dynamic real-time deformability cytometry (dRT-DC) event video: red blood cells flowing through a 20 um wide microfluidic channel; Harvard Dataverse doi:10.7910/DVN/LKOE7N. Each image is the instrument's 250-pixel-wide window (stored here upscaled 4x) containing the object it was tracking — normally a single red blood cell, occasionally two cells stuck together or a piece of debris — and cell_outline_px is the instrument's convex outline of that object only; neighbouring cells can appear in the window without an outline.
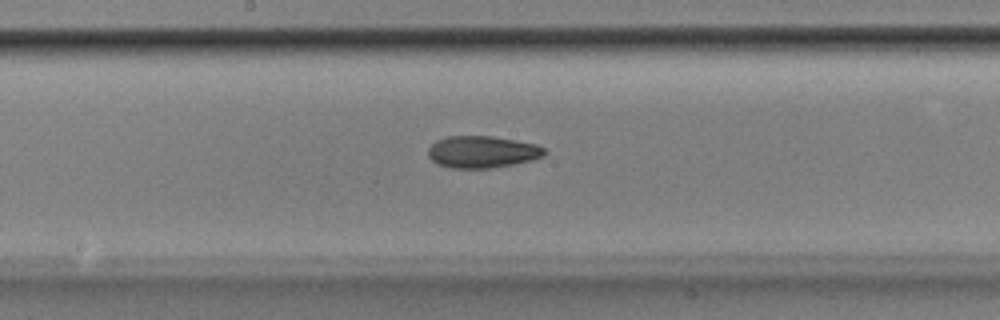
{"species": "Egyptian fruit bat (a non-hibernating species)", "species_latin": "Rousettus aegyptiacus", "temperature_condition": "room temperature", "stored_images_in_passage": 29, "camera_frame_rate_fps": 3000, "um_per_image_px": 0.085, "animal": {"sex": "male"}, "frame": {"image": 1, "passage_image": 15, "time_ms": 4.667, "image_size_px": [1000, 320], "cell_outline_px": [[548, 152], [544, 156], [532, 160], [492, 168], [448, 168], [436, 164], [428, 156], [428, 148], [436, 140], [444, 136], [492, 136], [516, 140], [536, 144], [544, 148]], "centroid_in_image_um": [40.97, 12.91], "position_along_channel_um": 207.2, "area_um2": 21.91}}
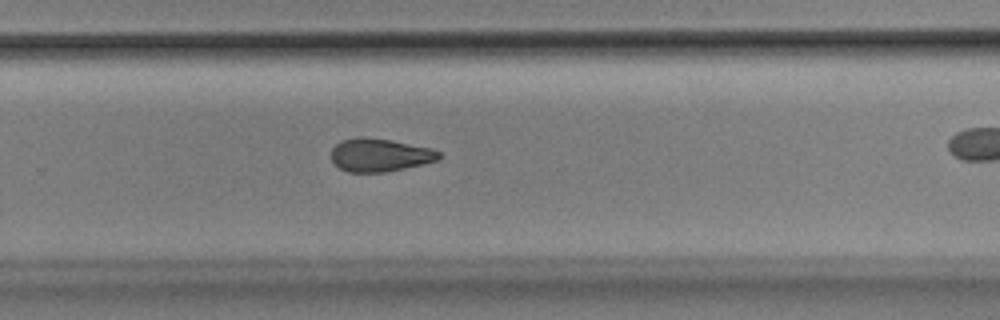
{"frame": {"image": 2, "passage_image": 22, "time_ms": 7.0, "image_size_px": [1000, 320], "cell_outline_px": [[444, 156], [440, 160], [404, 168], [384, 172], [348, 172], [340, 168], [332, 160], [332, 148], [340, 140], [360, 136], [364, 136], [388, 140], [432, 148], [440, 152]], "centroid_in_image_um": [32.3, 13.17], "position_along_channel_um": 297.5, "area_um2": 20.81}}
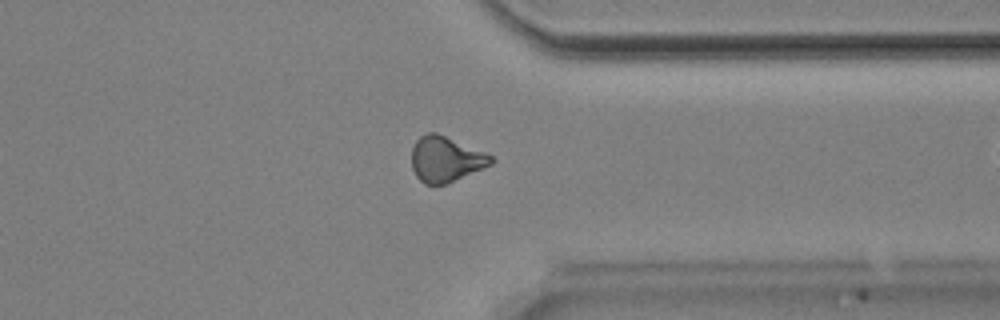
{"frame": {"image": 3, "passage_image": 28, "time_ms": 9.0, "image_size_px": [1000, 320], "cell_outline_px": [[496, 160], [492, 164], [444, 184], [424, 184], [416, 176], [412, 168], [412, 148], [416, 140], [420, 136], [428, 132], [436, 132], [484, 152], [492, 156]], "centroid_in_image_um": [37.86, 13.51], "position_along_channel_um": 373.5, "area_um2": 20.75}}